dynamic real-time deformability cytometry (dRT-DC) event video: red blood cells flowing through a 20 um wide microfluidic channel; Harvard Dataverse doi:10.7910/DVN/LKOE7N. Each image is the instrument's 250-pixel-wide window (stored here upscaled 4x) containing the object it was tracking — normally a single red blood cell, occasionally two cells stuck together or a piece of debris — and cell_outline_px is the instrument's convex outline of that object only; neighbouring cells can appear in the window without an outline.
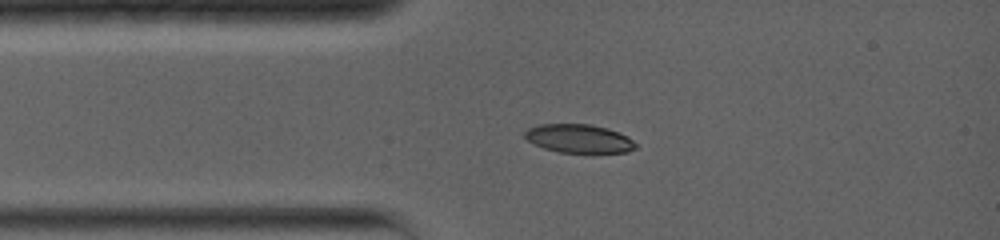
{"species": "common noctule bat (a hibernating species)", "species_latin": "Nyctalus noctula", "temperature_condition": "warm", "stored_images_in_passage": 4, "camera_frame_rate_fps": 5000, "um_per_image_px": 0.085, "animal": {"sex": "female", "body_mass_g": 19.0, "forearm_length_mm": 56.7}, "frame": {"image": 1, "passage_image": 1, "time_ms": 0.0, "image_size_px": [1000, 240], "cell_outline_px": [[636, 148], [628, 152], [560, 152], [544, 148], [528, 140], [524, 136], [524, 132], [528, 128], [540, 124], [592, 124], [608, 128], [628, 136], [636, 144]], "centroid_in_image_um": [49.22, 11.76], "position_along_channel_um": 35.8, "area_um2": 18.32}}
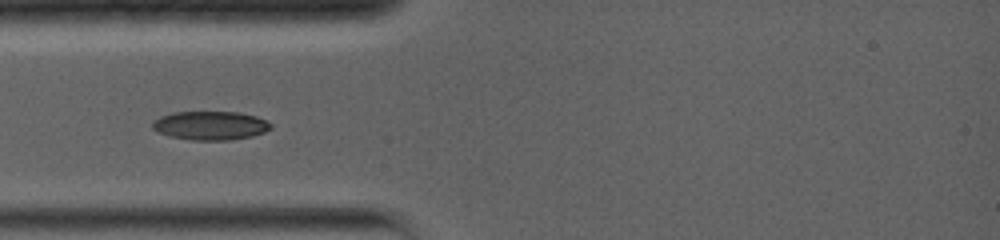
{"frame": {"image": 2, "passage_image": 3, "time_ms": 1.0, "image_size_px": [1000, 240], "cell_outline_px": [[272, 128], [264, 132], [252, 136], [228, 140], [192, 140], [172, 136], [156, 132], [152, 128], [152, 124], [160, 116], [172, 112], [236, 112], [256, 116], [272, 124]], "centroid_in_image_um": [17.88, 10.67], "position_along_channel_um": 67.1, "area_um2": 19.71}}